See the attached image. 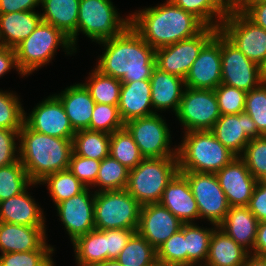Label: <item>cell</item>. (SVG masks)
<instances>
[{"label": "cell", "instance_id": "49", "mask_svg": "<svg viewBox=\"0 0 266 266\" xmlns=\"http://www.w3.org/2000/svg\"><path fill=\"white\" fill-rule=\"evenodd\" d=\"M19 131L0 128V167L19 161V146L15 142L19 138Z\"/></svg>", "mask_w": 266, "mask_h": 266}, {"label": "cell", "instance_id": "20", "mask_svg": "<svg viewBox=\"0 0 266 266\" xmlns=\"http://www.w3.org/2000/svg\"><path fill=\"white\" fill-rule=\"evenodd\" d=\"M183 222L160 203L141 206L137 232L156 250L174 233Z\"/></svg>", "mask_w": 266, "mask_h": 266}, {"label": "cell", "instance_id": "22", "mask_svg": "<svg viewBox=\"0 0 266 266\" xmlns=\"http://www.w3.org/2000/svg\"><path fill=\"white\" fill-rule=\"evenodd\" d=\"M159 203L183 223H193L195 219H200L188 180L180 172L167 184Z\"/></svg>", "mask_w": 266, "mask_h": 266}, {"label": "cell", "instance_id": "4", "mask_svg": "<svg viewBox=\"0 0 266 266\" xmlns=\"http://www.w3.org/2000/svg\"><path fill=\"white\" fill-rule=\"evenodd\" d=\"M184 133L177 147L179 172L216 173L237 157L210 130Z\"/></svg>", "mask_w": 266, "mask_h": 266}, {"label": "cell", "instance_id": "42", "mask_svg": "<svg viewBox=\"0 0 266 266\" xmlns=\"http://www.w3.org/2000/svg\"><path fill=\"white\" fill-rule=\"evenodd\" d=\"M24 113L17 95L0 90V128L20 130L24 124Z\"/></svg>", "mask_w": 266, "mask_h": 266}, {"label": "cell", "instance_id": "56", "mask_svg": "<svg viewBox=\"0 0 266 266\" xmlns=\"http://www.w3.org/2000/svg\"><path fill=\"white\" fill-rule=\"evenodd\" d=\"M243 266H266V257L249 253Z\"/></svg>", "mask_w": 266, "mask_h": 266}, {"label": "cell", "instance_id": "55", "mask_svg": "<svg viewBox=\"0 0 266 266\" xmlns=\"http://www.w3.org/2000/svg\"><path fill=\"white\" fill-rule=\"evenodd\" d=\"M252 254L266 257V222H259Z\"/></svg>", "mask_w": 266, "mask_h": 266}, {"label": "cell", "instance_id": "47", "mask_svg": "<svg viewBox=\"0 0 266 266\" xmlns=\"http://www.w3.org/2000/svg\"><path fill=\"white\" fill-rule=\"evenodd\" d=\"M54 250H32L26 252L3 253L0 266H43Z\"/></svg>", "mask_w": 266, "mask_h": 266}, {"label": "cell", "instance_id": "44", "mask_svg": "<svg viewBox=\"0 0 266 266\" xmlns=\"http://www.w3.org/2000/svg\"><path fill=\"white\" fill-rule=\"evenodd\" d=\"M256 180L266 177V135L251 139L240 156Z\"/></svg>", "mask_w": 266, "mask_h": 266}, {"label": "cell", "instance_id": "12", "mask_svg": "<svg viewBox=\"0 0 266 266\" xmlns=\"http://www.w3.org/2000/svg\"><path fill=\"white\" fill-rule=\"evenodd\" d=\"M217 31L205 26L193 37L155 49L156 67L185 79L200 50Z\"/></svg>", "mask_w": 266, "mask_h": 266}, {"label": "cell", "instance_id": "48", "mask_svg": "<svg viewBox=\"0 0 266 266\" xmlns=\"http://www.w3.org/2000/svg\"><path fill=\"white\" fill-rule=\"evenodd\" d=\"M100 163L101 161L99 160L81 157L72 153L68 169L86 187L92 188L97 179Z\"/></svg>", "mask_w": 266, "mask_h": 266}, {"label": "cell", "instance_id": "17", "mask_svg": "<svg viewBox=\"0 0 266 266\" xmlns=\"http://www.w3.org/2000/svg\"><path fill=\"white\" fill-rule=\"evenodd\" d=\"M89 187L83 192L70 197L55 207L57 213L73 242L77 237L95 229L94 199Z\"/></svg>", "mask_w": 266, "mask_h": 266}, {"label": "cell", "instance_id": "37", "mask_svg": "<svg viewBox=\"0 0 266 266\" xmlns=\"http://www.w3.org/2000/svg\"><path fill=\"white\" fill-rule=\"evenodd\" d=\"M41 184H46L55 205L83 192L87 187L69 169L47 175Z\"/></svg>", "mask_w": 266, "mask_h": 266}, {"label": "cell", "instance_id": "53", "mask_svg": "<svg viewBox=\"0 0 266 266\" xmlns=\"http://www.w3.org/2000/svg\"><path fill=\"white\" fill-rule=\"evenodd\" d=\"M41 0H0V14L34 11Z\"/></svg>", "mask_w": 266, "mask_h": 266}, {"label": "cell", "instance_id": "41", "mask_svg": "<svg viewBox=\"0 0 266 266\" xmlns=\"http://www.w3.org/2000/svg\"><path fill=\"white\" fill-rule=\"evenodd\" d=\"M158 266H187V250L184 239V223L156 250Z\"/></svg>", "mask_w": 266, "mask_h": 266}, {"label": "cell", "instance_id": "51", "mask_svg": "<svg viewBox=\"0 0 266 266\" xmlns=\"http://www.w3.org/2000/svg\"><path fill=\"white\" fill-rule=\"evenodd\" d=\"M247 207L259 222H266V183L263 180H257Z\"/></svg>", "mask_w": 266, "mask_h": 266}, {"label": "cell", "instance_id": "38", "mask_svg": "<svg viewBox=\"0 0 266 266\" xmlns=\"http://www.w3.org/2000/svg\"><path fill=\"white\" fill-rule=\"evenodd\" d=\"M90 74L89 80L83 84L90 92L95 103L118 105L122 82L102 74L96 68Z\"/></svg>", "mask_w": 266, "mask_h": 266}, {"label": "cell", "instance_id": "27", "mask_svg": "<svg viewBox=\"0 0 266 266\" xmlns=\"http://www.w3.org/2000/svg\"><path fill=\"white\" fill-rule=\"evenodd\" d=\"M258 224L259 221L247 206H238L230 207L224 221L218 227L237 244L252 253Z\"/></svg>", "mask_w": 266, "mask_h": 266}, {"label": "cell", "instance_id": "1", "mask_svg": "<svg viewBox=\"0 0 266 266\" xmlns=\"http://www.w3.org/2000/svg\"><path fill=\"white\" fill-rule=\"evenodd\" d=\"M105 46L96 69L122 83L150 79L156 67L155 49L129 25L117 36L98 43Z\"/></svg>", "mask_w": 266, "mask_h": 266}, {"label": "cell", "instance_id": "11", "mask_svg": "<svg viewBox=\"0 0 266 266\" xmlns=\"http://www.w3.org/2000/svg\"><path fill=\"white\" fill-rule=\"evenodd\" d=\"M175 116L185 132L211 130L221 116L214 90L185 87Z\"/></svg>", "mask_w": 266, "mask_h": 266}, {"label": "cell", "instance_id": "21", "mask_svg": "<svg viewBox=\"0 0 266 266\" xmlns=\"http://www.w3.org/2000/svg\"><path fill=\"white\" fill-rule=\"evenodd\" d=\"M46 238L45 226H24L0 222L1 254L32 250H54L50 244H47Z\"/></svg>", "mask_w": 266, "mask_h": 266}, {"label": "cell", "instance_id": "33", "mask_svg": "<svg viewBox=\"0 0 266 266\" xmlns=\"http://www.w3.org/2000/svg\"><path fill=\"white\" fill-rule=\"evenodd\" d=\"M73 153L81 157L103 160L109 156L110 134L89 129L77 131L72 139Z\"/></svg>", "mask_w": 266, "mask_h": 266}, {"label": "cell", "instance_id": "45", "mask_svg": "<svg viewBox=\"0 0 266 266\" xmlns=\"http://www.w3.org/2000/svg\"><path fill=\"white\" fill-rule=\"evenodd\" d=\"M244 112L255 122L258 133L266 135V82L246 93Z\"/></svg>", "mask_w": 266, "mask_h": 266}, {"label": "cell", "instance_id": "18", "mask_svg": "<svg viewBox=\"0 0 266 266\" xmlns=\"http://www.w3.org/2000/svg\"><path fill=\"white\" fill-rule=\"evenodd\" d=\"M215 175L230 207L248 206L257 180L240 156L235 157Z\"/></svg>", "mask_w": 266, "mask_h": 266}, {"label": "cell", "instance_id": "46", "mask_svg": "<svg viewBox=\"0 0 266 266\" xmlns=\"http://www.w3.org/2000/svg\"><path fill=\"white\" fill-rule=\"evenodd\" d=\"M221 115L244 112L246 92L221 83L214 89Z\"/></svg>", "mask_w": 266, "mask_h": 266}, {"label": "cell", "instance_id": "57", "mask_svg": "<svg viewBox=\"0 0 266 266\" xmlns=\"http://www.w3.org/2000/svg\"><path fill=\"white\" fill-rule=\"evenodd\" d=\"M246 0H226L231 8H239Z\"/></svg>", "mask_w": 266, "mask_h": 266}, {"label": "cell", "instance_id": "28", "mask_svg": "<svg viewBox=\"0 0 266 266\" xmlns=\"http://www.w3.org/2000/svg\"><path fill=\"white\" fill-rule=\"evenodd\" d=\"M42 22L48 23L61 30L70 38L76 50V30L80 0H41Z\"/></svg>", "mask_w": 266, "mask_h": 266}, {"label": "cell", "instance_id": "10", "mask_svg": "<svg viewBox=\"0 0 266 266\" xmlns=\"http://www.w3.org/2000/svg\"><path fill=\"white\" fill-rule=\"evenodd\" d=\"M165 121L156 113L124 124L144 158L177 157V148L169 146L171 131Z\"/></svg>", "mask_w": 266, "mask_h": 266}, {"label": "cell", "instance_id": "6", "mask_svg": "<svg viewBox=\"0 0 266 266\" xmlns=\"http://www.w3.org/2000/svg\"><path fill=\"white\" fill-rule=\"evenodd\" d=\"M59 46L65 48L67 55L76 52L69 37L53 25L41 21L15 48L19 71L24 76L30 75L38 68L49 64Z\"/></svg>", "mask_w": 266, "mask_h": 266}, {"label": "cell", "instance_id": "40", "mask_svg": "<svg viewBox=\"0 0 266 266\" xmlns=\"http://www.w3.org/2000/svg\"><path fill=\"white\" fill-rule=\"evenodd\" d=\"M33 183L19 161L0 167V202L24 192Z\"/></svg>", "mask_w": 266, "mask_h": 266}, {"label": "cell", "instance_id": "19", "mask_svg": "<svg viewBox=\"0 0 266 266\" xmlns=\"http://www.w3.org/2000/svg\"><path fill=\"white\" fill-rule=\"evenodd\" d=\"M210 131L236 156L243 154L251 139L261 136L255 122L246 112L221 115Z\"/></svg>", "mask_w": 266, "mask_h": 266}, {"label": "cell", "instance_id": "29", "mask_svg": "<svg viewBox=\"0 0 266 266\" xmlns=\"http://www.w3.org/2000/svg\"><path fill=\"white\" fill-rule=\"evenodd\" d=\"M41 21L36 11L0 14V46L15 49Z\"/></svg>", "mask_w": 266, "mask_h": 266}, {"label": "cell", "instance_id": "30", "mask_svg": "<svg viewBox=\"0 0 266 266\" xmlns=\"http://www.w3.org/2000/svg\"><path fill=\"white\" fill-rule=\"evenodd\" d=\"M249 252L217 227L211 236L206 263L203 266H243Z\"/></svg>", "mask_w": 266, "mask_h": 266}, {"label": "cell", "instance_id": "43", "mask_svg": "<svg viewBox=\"0 0 266 266\" xmlns=\"http://www.w3.org/2000/svg\"><path fill=\"white\" fill-rule=\"evenodd\" d=\"M124 124L118 105L95 103L90 120V130L112 134L124 128Z\"/></svg>", "mask_w": 266, "mask_h": 266}, {"label": "cell", "instance_id": "32", "mask_svg": "<svg viewBox=\"0 0 266 266\" xmlns=\"http://www.w3.org/2000/svg\"><path fill=\"white\" fill-rule=\"evenodd\" d=\"M178 7L193 14L205 26L219 29L232 9L226 0H170ZM216 18V20H215Z\"/></svg>", "mask_w": 266, "mask_h": 266}, {"label": "cell", "instance_id": "26", "mask_svg": "<svg viewBox=\"0 0 266 266\" xmlns=\"http://www.w3.org/2000/svg\"><path fill=\"white\" fill-rule=\"evenodd\" d=\"M27 189L0 202V222L24 226H46L45 216Z\"/></svg>", "mask_w": 266, "mask_h": 266}, {"label": "cell", "instance_id": "13", "mask_svg": "<svg viewBox=\"0 0 266 266\" xmlns=\"http://www.w3.org/2000/svg\"><path fill=\"white\" fill-rule=\"evenodd\" d=\"M190 185L200 218L219 226L230 209L215 173L180 172Z\"/></svg>", "mask_w": 266, "mask_h": 266}, {"label": "cell", "instance_id": "60", "mask_svg": "<svg viewBox=\"0 0 266 266\" xmlns=\"http://www.w3.org/2000/svg\"><path fill=\"white\" fill-rule=\"evenodd\" d=\"M43 266H54L53 259L50 258Z\"/></svg>", "mask_w": 266, "mask_h": 266}, {"label": "cell", "instance_id": "25", "mask_svg": "<svg viewBox=\"0 0 266 266\" xmlns=\"http://www.w3.org/2000/svg\"><path fill=\"white\" fill-rule=\"evenodd\" d=\"M150 82L151 102L155 113H157L156 110L164 111L171 108L176 114L186 87L185 80L155 67Z\"/></svg>", "mask_w": 266, "mask_h": 266}, {"label": "cell", "instance_id": "5", "mask_svg": "<svg viewBox=\"0 0 266 266\" xmlns=\"http://www.w3.org/2000/svg\"><path fill=\"white\" fill-rule=\"evenodd\" d=\"M178 172V157L144 158L129 170L126 190L141 206L159 203L167 184Z\"/></svg>", "mask_w": 266, "mask_h": 266}, {"label": "cell", "instance_id": "58", "mask_svg": "<svg viewBox=\"0 0 266 266\" xmlns=\"http://www.w3.org/2000/svg\"><path fill=\"white\" fill-rule=\"evenodd\" d=\"M97 266H122V265L116 260H107Z\"/></svg>", "mask_w": 266, "mask_h": 266}, {"label": "cell", "instance_id": "3", "mask_svg": "<svg viewBox=\"0 0 266 266\" xmlns=\"http://www.w3.org/2000/svg\"><path fill=\"white\" fill-rule=\"evenodd\" d=\"M18 140L19 160L33 183L39 184L47 175L69 168L72 139L38 133L23 124Z\"/></svg>", "mask_w": 266, "mask_h": 266}, {"label": "cell", "instance_id": "36", "mask_svg": "<svg viewBox=\"0 0 266 266\" xmlns=\"http://www.w3.org/2000/svg\"><path fill=\"white\" fill-rule=\"evenodd\" d=\"M109 155L129 170L135 168L144 159L132 135L125 127L110 134Z\"/></svg>", "mask_w": 266, "mask_h": 266}, {"label": "cell", "instance_id": "59", "mask_svg": "<svg viewBox=\"0 0 266 266\" xmlns=\"http://www.w3.org/2000/svg\"><path fill=\"white\" fill-rule=\"evenodd\" d=\"M261 78H262L263 82H266V61L261 66Z\"/></svg>", "mask_w": 266, "mask_h": 266}, {"label": "cell", "instance_id": "15", "mask_svg": "<svg viewBox=\"0 0 266 266\" xmlns=\"http://www.w3.org/2000/svg\"><path fill=\"white\" fill-rule=\"evenodd\" d=\"M29 116L24 113V124L38 133L56 138L73 139L76 133L61 101L50 95L33 108Z\"/></svg>", "mask_w": 266, "mask_h": 266}, {"label": "cell", "instance_id": "7", "mask_svg": "<svg viewBox=\"0 0 266 266\" xmlns=\"http://www.w3.org/2000/svg\"><path fill=\"white\" fill-rule=\"evenodd\" d=\"M140 209L126 189L95 192V229H138Z\"/></svg>", "mask_w": 266, "mask_h": 266}, {"label": "cell", "instance_id": "35", "mask_svg": "<svg viewBox=\"0 0 266 266\" xmlns=\"http://www.w3.org/2000/svg\"><path fill=\"white\" fill-rule=\"evenodd\" d=\"M122 266H158L156 249L135 232L116 259Z\"/></svg>", "mask_w": 266, "mask_h": 266}, {"label": "cell", "instance_id": "50", "mask_svg": "<svg viewBox=\"0 0 266 266\" xmlns=\"http://www.w3.org/2000/svg\"><path fill=\"white\" fill-rule=\"evenodd\" d=\"M137 229L106 230L107 260H116Z\"/></svg>", "mask_w": 266, "mask_h": 266}, {"label": "cell", "instance_id": "9", "mask_svg": "<svg viewBox=\"0 0 266 266\" xmlns=\"http://www.w3.org/2000/svg\"><path fill=\"white\" fill-rule=\"evenodd\" d=\"M238 50L260 67L266 61V30L239 8H232L218 29Z\"/></svg>", "mask_w": 266, "mask_h": 266}, {"label": "cell", "instance_id": "52", "mask_svg": "<svg viewBox=\"0 0 266 266\" xmlns=\"http://www.w3.org/2000/svg\"><path fill=\"white\" fill-rule=\"evenodd\" d=\"M239 9L251 21L266 30V1L246 0Z\"/></svg>", "mask_w": 266, "mask_h": 266}, {"label": "cell", "instance_id": "39", "mask_svg": "<svg viewBox=\"0 0 266 266\" xmlns=\"http://www.w3.org/2000/svg\"><path fill=\"white\" fill-rule=\"evenodd\" d=\"M128 176L129 169L109 155L101 160L96 182L92 186H98L95 192L123 190L127 187Z\"/></svg>", "mask_w": 266, "mask_h": 266}, {"label": "cell", "instance_id": "2", "mask_svg": "<svg viewBox=\"0 0 266 266\" xmlns=\"http://www.w3.org/2000/svg\"><path fill=\"white\" fill-rule=\"evenodd\" d=\"M130 14V25L154 49L197 35L205 25L170 0Z\"/></svg>", "mask_w": 266, "mask_h": 266}, {"label": "cell", "instance_id": "14", "mask_svg": "<svg viewBox=\"0 0 266 266\" xmlns=\"http://www.w3.org/2000/svg\"><path fill=\"white\" fill-rule=\"evenodd\" d=\"M263 82L261 67L221 33V83L249 92Z\"/></svg>", "mask_w": 266, "mask_h": 266}, {"label": "cell", "instance_id": "24", "mask_svg": "<svg viewBox=\"0 0 266 266\" xmlns=\"http://www.w3.org/2000/svg\"><path fill=\"white\" fill-rule=\"evenodd\" d=\"M62 103L74 131L89 129L95 101L83 83L71 85L54 94Z\"/></svg>", "mask_w": 266, "mask_h": 266}, {"label": "cell", "instance_id": "8", "mask_svg": "<svg viewBox=\"0 0 266 266\" xmlns=\"http://www.w3.org/2000/svg\"><path fill=\"white\" fill-rule=\"evenodd\" d=\"M119 15L111 0H80L76 40L78 32L97 43L117 36L131 21Z\"/></svg>", "mask_w": 266, "mask_h": 266}, {"label": "cell", "instance_id": "54", "mask_svg": "<svg viewBox=\"0 0 266 266\" xmlns=\"http://www.w3.org/2000/svg\"><path fill=\"white\" fill-rule=\"evenodd\" d=\"M15 68L22 76H24L18 69L16 63V51L15 49L0 46V77L11 69Z\"/></svg>", "mask_w": 266, "mask_h": 266}, {"label": "cell", "instance_id": "34", "mask_svg": "<svg viewBox=\"0 0 266 266\" xmlns=\"http://www.w3.org/2000/svg\"><path fill=\"white\" fill-rule=\"evenodd\" d=\"M215 228H201L196 223H184V239L187 250V266H203L207 261L210 239ZM203 261V262H202ZM201 262V263H200ZM200 263V264H199Z\"/></svg>", "mask_w": 266, "mask_h": 266}, {"label": "cell", "instance_id": "23", "mask_svg": "<svg viewBox=\"0 0 266 266\" xmlns=\"http://www.w3.org/2000/svg\"><path fill=\"white\" fill-rule=\"evenodd\" d=\"M118 108L124 123L156 114L151 102L150 79L122 83Z\"/></svg>", "mask_w": 266, "mask_h": 266}, {"label": "cell", "instance_id": "16", "mask_svg": "<svg viewBox=\"0 0 266 266\" xmlns=\"http://www.w3.org/2000/svg\"><path fill=\"white\" fill-rule=\"evenodd\" d=\"M185 86L214 90L221 84V32L202 47L185 77Z\"/></svg>", "mask_w": 266, "mask_h": 266}, {"label": "cell", "instance_id": "31", "mask_svg": "<svg viewBox=\"0 0 266 266\" xmlns=\"http://www.w3.org/2000/svg\"><path fill=\"white\" fill-rule=\"evenodd\" d=\"M72 246L77 266H97L107 261L106 230H92L77 237Z\"/></svg>", "mask_w": 266, "mask_h": 266}]
</instances>
